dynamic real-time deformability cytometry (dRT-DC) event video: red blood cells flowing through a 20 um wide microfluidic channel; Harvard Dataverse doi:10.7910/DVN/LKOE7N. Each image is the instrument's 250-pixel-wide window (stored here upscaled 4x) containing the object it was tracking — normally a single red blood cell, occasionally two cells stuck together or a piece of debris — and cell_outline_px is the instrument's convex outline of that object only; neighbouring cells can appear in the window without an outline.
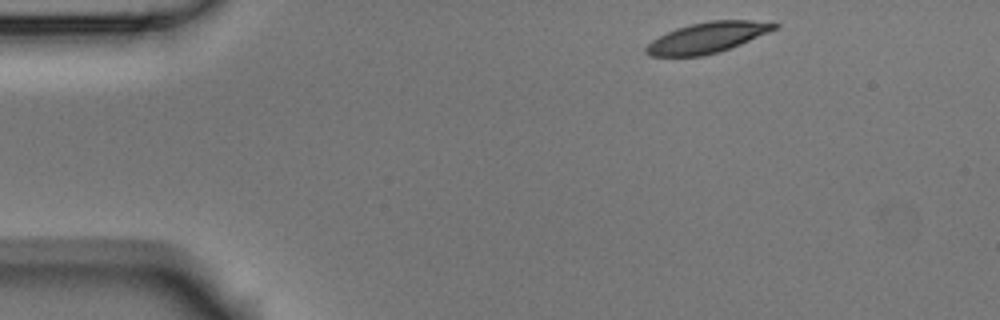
{"species": "Egyptian fruit bat (a non-hibernating species)", "species_latin": "Rousettus aegyptiacus", "temperature_condition": "room temperature", "stored_images_in_passage": 4, "camera_frame_rate_fps": 3000, "um_per_image_px": 0.085, "animal": {"sex": "male"}, "frame": {"image": 1, "passage_image": 1, "time_ms": 0.0, "image_size_px": [1000, 320], "cell_outline_px": [[780, 24], [776, 28], [768, 32], [740, 44], [716, 52], [700, 56], [648, 56], [644, 52], [644, 48], [652, 40], [676, 28], [692, 24], [712, 20], [776, 20]], "centroid_in_image_um": [60.16, 3.17], "position_along_channel_um": 24.8, "area_um2": 22.83}}